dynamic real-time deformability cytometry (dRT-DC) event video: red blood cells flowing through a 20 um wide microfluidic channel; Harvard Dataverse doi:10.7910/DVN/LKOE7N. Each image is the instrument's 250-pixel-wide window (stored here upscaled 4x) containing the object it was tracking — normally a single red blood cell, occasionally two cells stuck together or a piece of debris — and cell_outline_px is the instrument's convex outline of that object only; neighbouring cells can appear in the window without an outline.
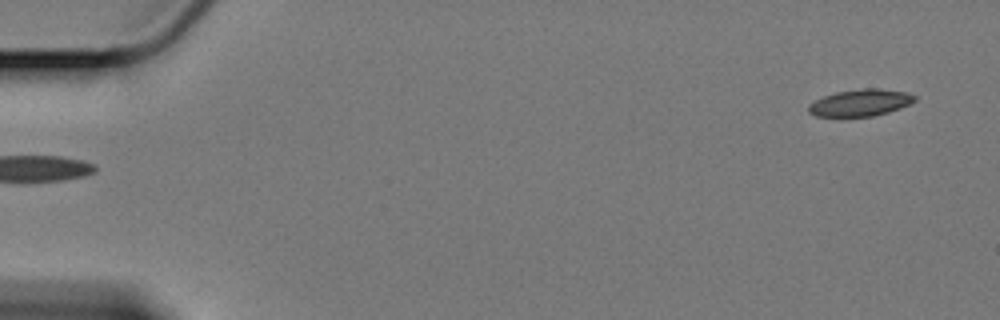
{"species": "Egyptian fruit bat (a non-hibernating species)", "species_latin": "Rousettus aegyptiacus", "temperature_condition": "cold", "stored_images_in_passage": 57, "camera_frame_rate_fps": 3000, "um_per_image_px": 0.085, "animal": {"sex": "female"}, "frame": {"image": 1, "passage_image": 1, "time_ms": 0.0, "image_size_px": [1000, 320], "cell_outline_px": [[916, 100], [900, 108], [888, 112], [872, 116], [816, 116], [808, 112], [808, 104], [824, 96], [836, 92], [864, 88], [880, 88], [908, 92], [916, 96]], "centroid_in_image_um": [73.14, 8.72], "position_along_channel_um": 11.9, "area_um2": 16.53}}
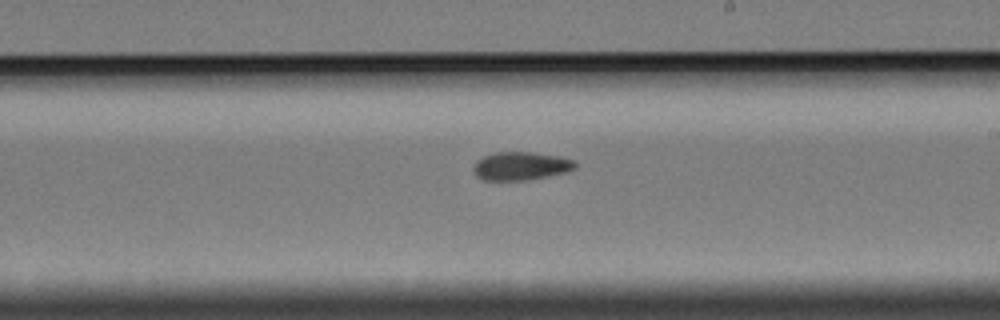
{"frame": {"image": 2, "passage_image": 33, "time_ms": 10.667, "image_size_px": [1000, 320], "cell_outline_px": [[576, 168], [564, 172], [528, 180], [484, 180], [476, 176], [472, 168], [476, 160], [484, 156], [496, 152], [532, 152], [560, 156], [576, 160]], "centroid_in_image_um": [44.26, 14.1], "position_along_channel_um": 244.7, "area_um2": 16.82}}
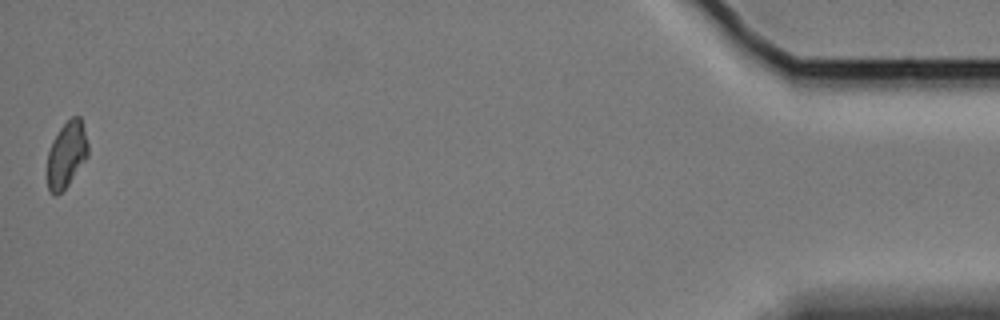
{"frame": {"image": 3, "passage_image": 57, "time_ms": 18.667, "image_size_px": [1000, 320], "cell_outline_px": [[88, 156], [68, 184], [56, 196], [52, 196], [48, 192], [48, 152], [52, 140], [60, 128], [72, 116], [80, 116], [84, 128], [88, 144]], "centroid_in_image_um": [5.65, 13.14], "position_along_channel_um": 429.5, "area_um2": 15.61}, "authors_computed_cell_mechanics": {"area_um2": 16.8198, "velocity_mm_per_s": 3.3803, "shape_relaxation_time_tau1_ms": null, "shape_relaxation_time_tau2_ms": 7.7427, "deformation_change_tau1": null, "deformation_change_tau2": 0.1061}}